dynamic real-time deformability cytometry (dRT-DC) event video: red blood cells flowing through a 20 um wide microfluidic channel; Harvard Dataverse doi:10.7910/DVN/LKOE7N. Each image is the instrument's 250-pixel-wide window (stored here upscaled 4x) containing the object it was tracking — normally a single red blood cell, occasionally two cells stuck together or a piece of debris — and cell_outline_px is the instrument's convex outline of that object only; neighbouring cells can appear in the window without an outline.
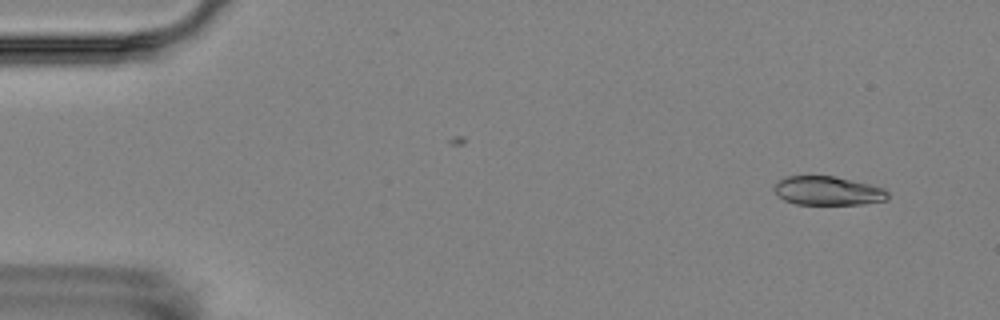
{"species": "Egyptian fruit bat (a non-hibernating species)", "species_latin": "Rousettus aegyptiacus", "temperature_condition": "room temperature", "stored_images_in_passage": 15, "camera_frame_rate_fps": 3000, "um_per_image_px": 0.085, "animal": {"sex": "female"}, "frame": {"image": 1, "passage_image": 1, "time_ms": 0.0, "image_size_px": [1000, 320], "cell_outline_px": [[888, 200], [864, 204], [796, 204], [784, 200], [772, 188], [780, 180], [788, 176], [836, 176], [884, 188], [888, 192]], "centroid_in_image_um": [70.39, 16.22], "position_along_channel_um": 14.6, "area_um2": 19.02}}
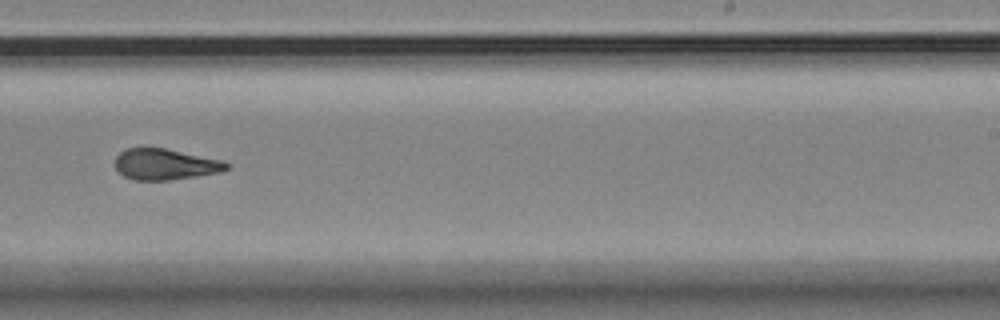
{"frame": {"image": 2, "passage_image": 9, "time_ms": 10.333, "image_size_px": [1000, 320], "cell_outline_px": [[228, 168], [220, 172], [196, 176], [168, 180], [136, 180], [124, 176], [112, 164], [116, 156], [120, 152], [128, 148], [144, 144], [224, 160], [228, 164]], "centroid_in_image_um": [13.97, 13.92], "position_along_channel_um": 275.0, "area_um2": 20.63}}
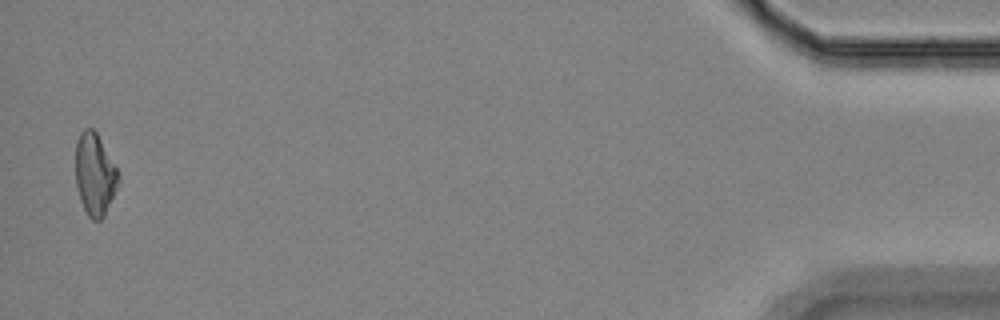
{"frame": {"image": 3, "passage_image": 15, "time_ms": 17.0, "image_size_px": [1000, 320], "cell_outline_px": [[120, 180], [104, 216], [100, 220], [92, 220], [88, 216], [80, 200], [76, 184], [76, 140], [80, 132], [84, 128], [92, 128], [96, 132], [116, 168], [120, 176]], "centroid_in_image_um": [8.05, 14.82], "position_along_channel_um": 427.2, "area_um2": 20.29}, "authors_computed_cell_mechanics": {"area_um2": 20.2878, "velocity_mm_per_s": 3.5674, "shape_relaxation_time_tau1_ms": 7.2483, "shape_relaxation_time_tau2_ms": 2.3128, "deformation_change_tau1": 0.1645, "deformation_change_tau2": 0.0559}}